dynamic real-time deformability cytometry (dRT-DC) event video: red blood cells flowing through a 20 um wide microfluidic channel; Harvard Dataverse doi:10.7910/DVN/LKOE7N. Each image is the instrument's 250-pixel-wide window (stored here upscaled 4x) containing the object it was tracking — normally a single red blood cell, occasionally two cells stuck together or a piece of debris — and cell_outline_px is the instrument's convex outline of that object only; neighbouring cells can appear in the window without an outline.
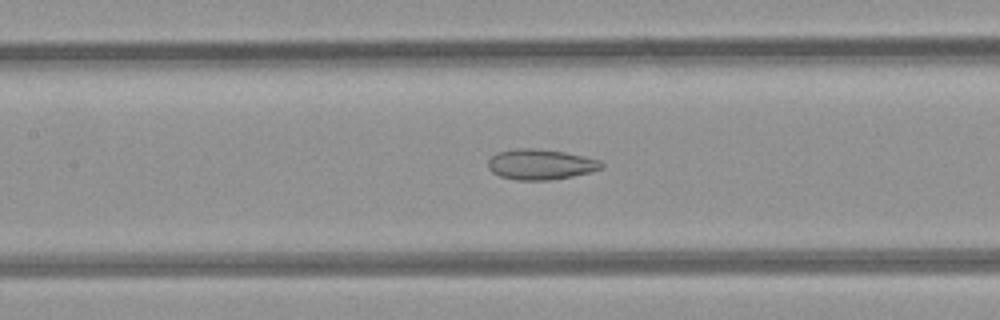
{"species": "common noctule bat (a hibernating species)", "species_latin": "Nyctalus noctula", "temperature_condition": "room temperature", "stored_images_in_passage": 48, "camera_frame_rate_fps": 3000, "um_per_image_px": 0.085, "animal": {"sex": "female", "body_mass_g": 21.9}, "frame": {"image": 1, "passage_image": 22, "time_ms": 7.0, "image_size_px": [1000, 320], "cell_outline_px": [[604, 168], [592, 172], [572, 176], [548, 180], [516, 180], [500, 176], [492, 172], [488, 168], [488, 160], [492, 156], [500, 152], [520, 148], [532, 148], [564, 152], [600, 160], [604, 164]], "centroid_in_image_um": [45.97, 13.98], "position_along_channel_um": 161.4, "area_um2": 20.0}}
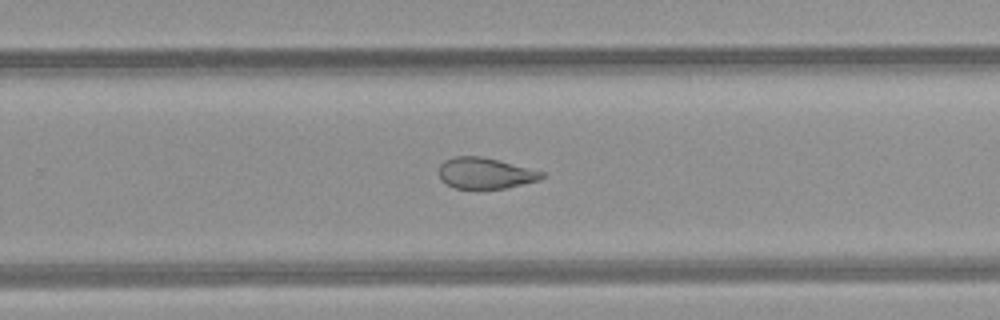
{"frame": {"image": 2, "passage_image": 31, "time_ms": 10.0, "image_size_px": [1000, 320], "cell_outline_px": [[544, 176], [540, 180], [504, 188], [452, 188], [440, 180], [440, 164], [444, 160], [456, 156], [480, 156], [500, 160], [544, 172]], "centroid_in_image_um": [41.23, 14.71], "position_along_channel_um": 288.6, "area_um2": 18.55}}
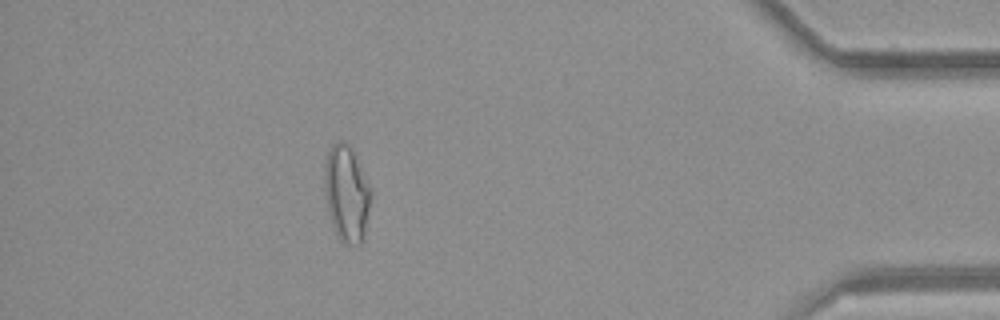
{"frame": {"image": 3, "passage_image": 43, "time_ms": 14.0, "image_size_px": [1000, 320], "cell_outline_px": [[372, 192], [364, 240], [360, 244], [344, 244], [340, 240], [332, 224], [328, 208], [324, 188], [324, 168], [328, 152], [332, 144], [340, 140], [348, 144], [352, 148]], "centroid_in_image_um": [29.47, 16.46], "position_along_channel_um": 405.7, "area_um2": 25.95}, "authors_computed_cell_mechanics": {"area_um2": 22.9755, "velocity_mm_per_s": 4.2573, "shape_relaxation_time_tau1_ms": null, "shape_relaxation_time_tau2_ms": 2.099, "deformation_change_tau1": null, "deformation_change_tau2": 0.0961}}